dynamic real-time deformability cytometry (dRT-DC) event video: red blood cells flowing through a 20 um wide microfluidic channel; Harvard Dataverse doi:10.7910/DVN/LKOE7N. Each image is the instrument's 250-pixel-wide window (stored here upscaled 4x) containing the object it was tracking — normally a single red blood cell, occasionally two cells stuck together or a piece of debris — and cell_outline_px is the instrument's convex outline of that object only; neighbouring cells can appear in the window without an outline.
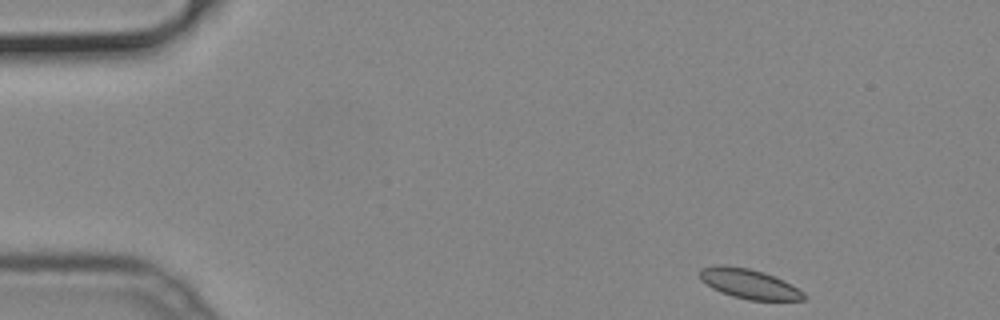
{"species": "common noctule bat (a hibernating species)", "species_latin": "Nyctalus noctula", "temperature_condition": "cold", "stored_images_in_passage": 41, "camera_frame_rate_fps": 3000, "um_per_image_px": 0.085, "animal": {"sex": "male", "body_mass_g": 19.2, "forearm_length_mm": 51.8}, "frame": {"image": 1, "passage_image": 1, "time_ms": 0.0, "image_size_px": [1000, 320], "cell_outline_px": [[804, 300], [748, 300], [732, 296], [720, 292], [712, 288], [700, 280], [700, 268], [716, 264], [724, 264], [748, 268], [764, 272], [784, 280], [804, 292]], "centroid_in_image_um": [63.63, 24.11], "position_along_channel_um": 21.4, "area_um2": 18.15}}
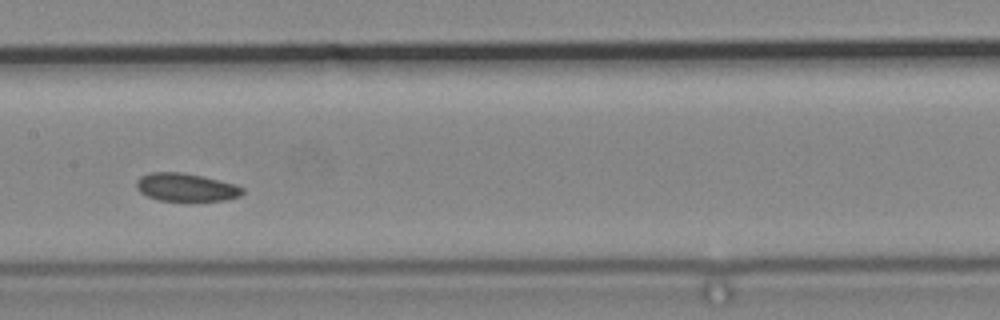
{"frame": {"image": 2, "passage_image": 21, "time_ms": 6.667, "image_size_px": [1000, 320], "cell_outline_px": [[244, 192], [240, 196], [224, 200], [160, 200], [148, 196], [140, 192], [136, 188], [136, 180], [140, 176], [148, 172], [184, 172], [204, 176], [236, 184], [244, 188]], "centroid_in_image_um": [15.81, 15.89], "position_along_channel_um": 191.6, "area_um2": 17.4}}
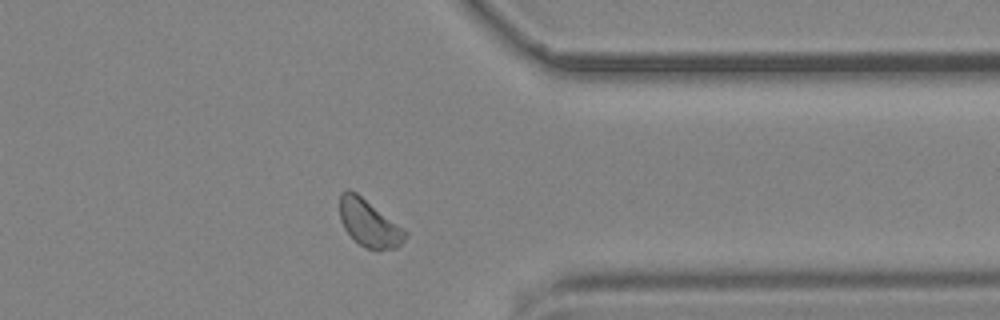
{"frame": {"image": 3, "passage_image": 36, "time_ms": 11.667, "image_size_px": [1000, 320], "cell_outline_px": [[408, 236], [396, 248], [364, 248], [344, 228], [340, 220], [340, 192], [348, 188], [356, 192], [404, 228], [408, 232]], "centroid_in_image_um": [31.37, 18.93], "position_along_channel_um": 380.0, "area_um2": 17.74}}